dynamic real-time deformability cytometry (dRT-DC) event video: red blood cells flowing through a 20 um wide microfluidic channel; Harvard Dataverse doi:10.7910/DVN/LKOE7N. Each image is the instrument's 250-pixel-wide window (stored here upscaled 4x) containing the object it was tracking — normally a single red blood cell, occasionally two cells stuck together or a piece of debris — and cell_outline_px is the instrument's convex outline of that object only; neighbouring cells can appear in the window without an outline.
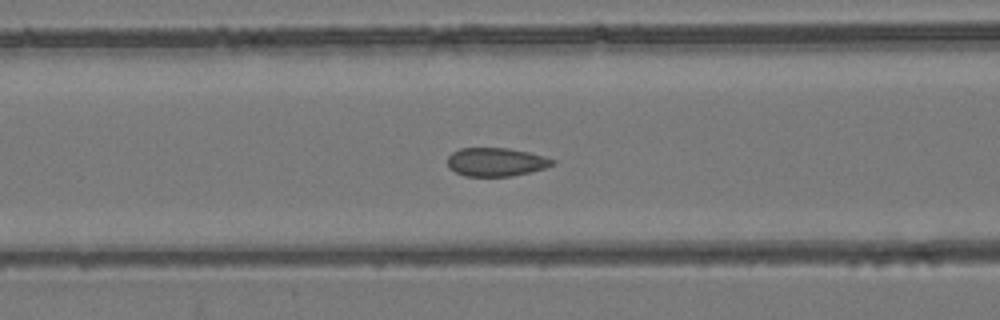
{"species": "common noctule bat (a hibernating species)", "species_latin": "Nyctalus noctula", "temperature_condition": "room temperature", "stored_images_in_passage": 39, "camera_frame_rate_fps": 3000, "um_per_image_px": 0.085, "animal": {"sex": "female", "body_mass_g": 24.6, "forearm_length_mm": 56.2}, "frame": {"image": 1, "passage_image": 18, "time_ms": 5.667, "image_size_px": [1000, 320], "cell_outline_px": [[556, 164], [532, 172], [512, 176], [464, 176], [448, 168], [448, 156], [452, 152], [460, 148], [508, 148], [528, 152], [544, 156], [556, 160]], "centroid_in_image_um": [42.17, 13.77], "position_along_channel_um": 124.4, "area_um2": 17.57}}
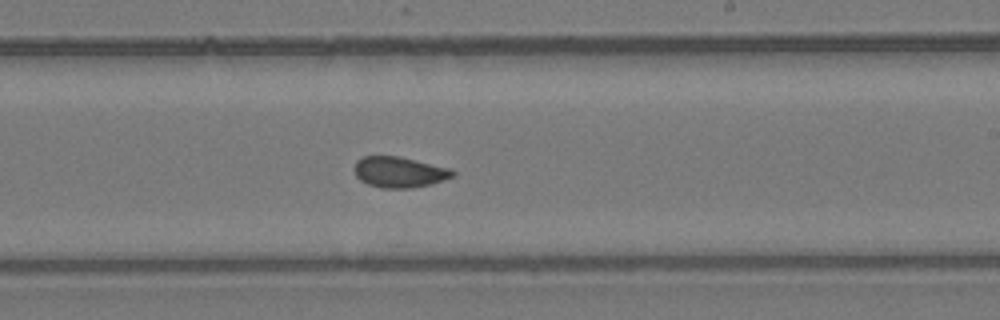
{"frame": {"image": 2, "passage_image": 28, "time_ms": 9.0, "image_size_px": [1000, 320], "cell_outline_px": [[456, 172], [452, 176], [444, 180], [432, 184], [412, 188], [380, 188], [368, 184], [360, 180], [356, 176], [356, 160], [364, 156], [396, 156], [452, 168]], "centroid_in_image_um": [33.97, 14.64], "position_along_channel_um": 255.0, "area_um2": 17.57}}
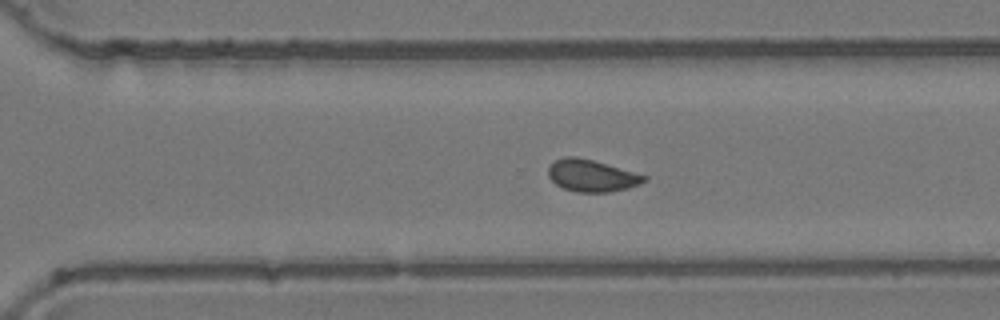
{"frame": {"image": 3, "passage_image": 33, "time_ms": 10.667, "image_size_px": [1000, 320], "cell_outline_px": [[648, 180], [640, 184], [628, 188], [608, 192], [576, 192], [564, 188], [556, 184], [548, 176], [548, 168], [556, 160], [564, 156], [576, 156], [592, 160], [648, 176]], "centroid_in_image_um": [50.3, 14.93], "position_along_channel_um": 320.3, "area_um2": 17.74}}